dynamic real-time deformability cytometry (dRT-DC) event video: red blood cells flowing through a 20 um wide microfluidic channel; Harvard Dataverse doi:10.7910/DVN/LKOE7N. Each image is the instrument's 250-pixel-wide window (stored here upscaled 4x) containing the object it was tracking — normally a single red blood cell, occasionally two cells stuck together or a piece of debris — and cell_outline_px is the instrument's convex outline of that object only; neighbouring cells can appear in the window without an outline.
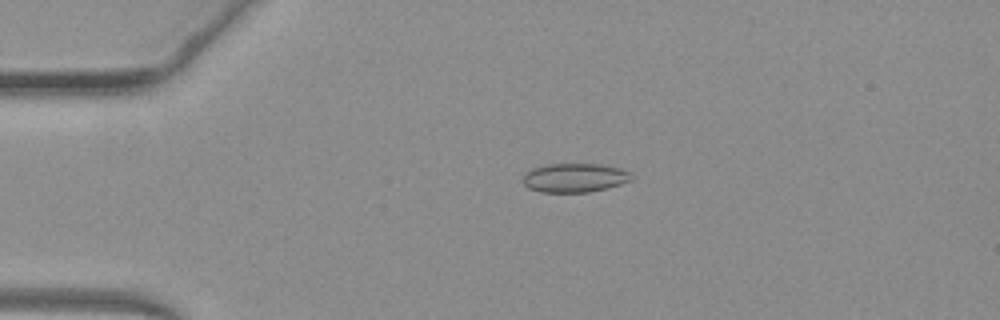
{"species": "common noctule bat (a hibernating species)", "species_latin": "Nyctalus noctula", "temperature_condition": "warm", "stored_images_in_passage": 51, "camera_frame_rate_fps": 3000, "um_per_image_px": 0.085, "animal": {"sex": "female", "body_mass_g": 19.3, "forearm_length_mm": 54.1}, "frame": {"image": 1, "passage_image": 12, "time_ms": 3.667, "image_size_px": [1000, 320], "cell_outline_px": [[632, 180], [608, 188], [588, 192], [540, 192], [528, 188], [520, 180], [524, 172], [532, 168], [548, 164], [600, 164], [620, 168], [632, 172]], "centroid_in_image_um": [48.81, 15.11], "position_along_channel_um": 36.2, "area_um2": 18.61}}
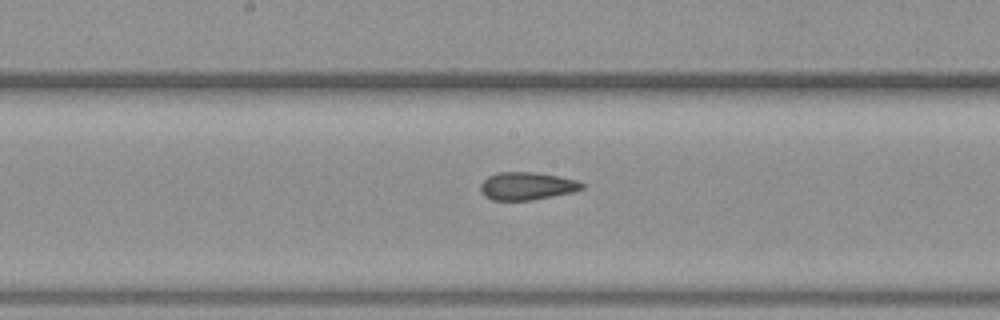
{"frame": {"image": 2, "passage_image": 27, "time_ms": 8.667, "image_size_px": [1000, 320], "cell_outline_px": [[584, 188], [572, 192], [532, 200], [492, 200], [484, 196], [480, 192], [480, 184], [488, 176], [496, 172], [536, 172], [576, 180], [584, 184]], "centroid_in_image_um": [44.74, 15.81], "position_along_channel_um": 203.5, "area_um2": 16.42}}
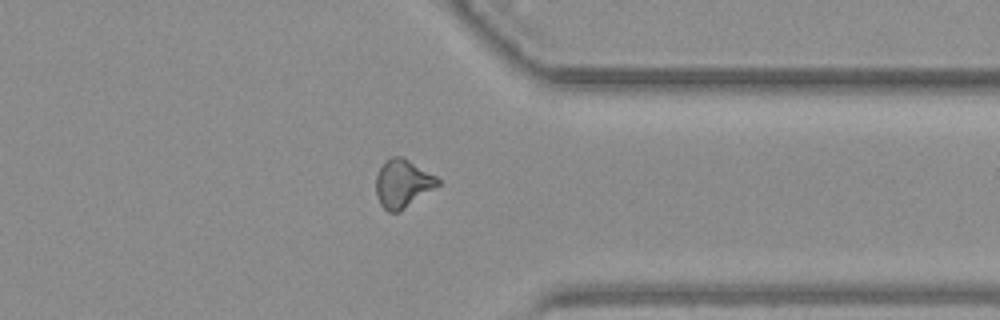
{"frame": {"image": 3, "passage_image": 40, "time_ms": 13.0, "image_size_px": [1000, 320], "cell_outline_px": [[440, 184], [400, 212], [388, 212], [380, 204], [376, 196], [376, 176], [380, 168], [392, 156], [400, 156], [408, 160], [436, 176], [440, 180]], "centroid_in_image_um": [34.22, 15.63], "position_along_channel_um": 377.2, "area_um2": 17.11}, "authors_computed_cell_mechanics": {"area_um2": 17.2244, "velocity_mm_per_s": 4.1286, "shape_relaxation_time_tau1_ms": null, "shape_relaxation_time_tau2_ms": 1.9782, "deformation_change_tau1": null, "deformation_change_tau2": 0.0912}}